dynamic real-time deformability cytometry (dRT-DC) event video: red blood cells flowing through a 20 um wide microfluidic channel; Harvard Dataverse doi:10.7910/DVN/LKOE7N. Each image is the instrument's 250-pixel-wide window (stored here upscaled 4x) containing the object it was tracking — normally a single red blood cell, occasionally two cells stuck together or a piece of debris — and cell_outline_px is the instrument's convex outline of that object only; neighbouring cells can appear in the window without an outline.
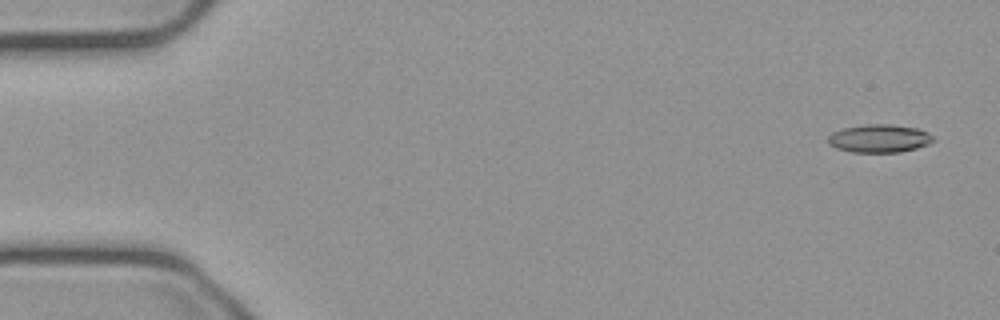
{"species": "common noctule bat (a hibernating species)", "species_latin": "Nyctalus noctula", "temperature_condition": "cold", "stored_images_in_passage": 55, "camera_frame_rate_fps": 3000, "um_per_image_px": 0.085, "animal": {"sex": "male", "body_mass_g": 23.1, "forearm_length_mm": 52.7}, "frame": {"image": 1, "passage_image": 3, "time_ms": 0.667, "image_size_px": [1000, 320], "cell_outline_px": [[936, 140], [928, 144], [916, 148], [900, 152], [852, 152], [836, 148], [828, 144], [828, 136], [832, 132], [844, 128], [864, 124], [888, 124], [916, 128], [928, 132]], "centroid_in_image_um": [74.73, 11.77], "position_along_channel_um": 10.3, "area_um2": 17.22}}
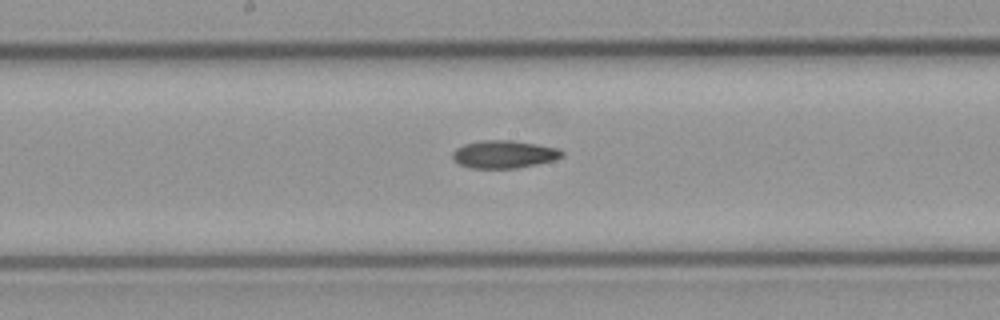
{"frame": {"image": 2, "passage_image": 29, "time_ms": 9.333, "image_size_px": [1000, 320], "cell_outline_px": [[564, 156], [552, 160], [536, 164], [516, 168], [468, 168], [460, 164], [452, 156], [452, 152], [456, 148], [464, 144], [480, 140], [512, 140], [560, 148], [564, 152]], "centroid_in_image_um": [42.84, 13.1], "position_along_channel_um": 205.4, "area_um2": 17.69}}
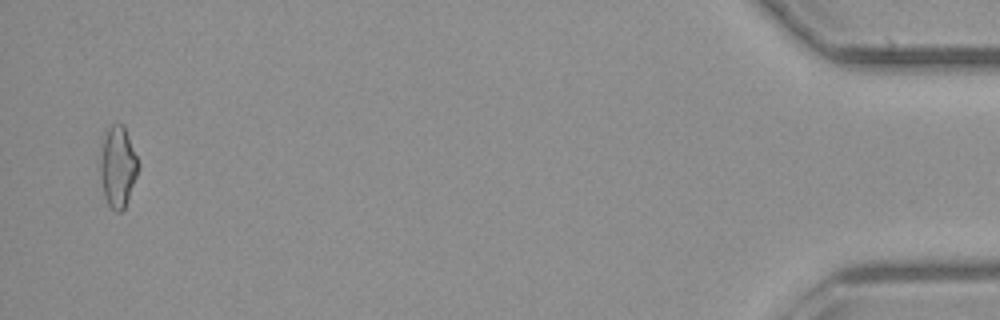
{"frame": {"image": 3, "passage_image": 54, "time_ms": 17.667, "image_size_px": [1000, 320], "cell_outline_px": [[140, 168], [128, 200], [124, 208], [120, 212], [116, 212], [108, 204], [104, 196], [100, 176], [100, 160], [104, 132], [112, 124], [124, 124], [140, 164]], "centroid_in_image_um": [10.03, 14.16], "position_along_channel_um": 425.2, "area_um2": 18.21}}